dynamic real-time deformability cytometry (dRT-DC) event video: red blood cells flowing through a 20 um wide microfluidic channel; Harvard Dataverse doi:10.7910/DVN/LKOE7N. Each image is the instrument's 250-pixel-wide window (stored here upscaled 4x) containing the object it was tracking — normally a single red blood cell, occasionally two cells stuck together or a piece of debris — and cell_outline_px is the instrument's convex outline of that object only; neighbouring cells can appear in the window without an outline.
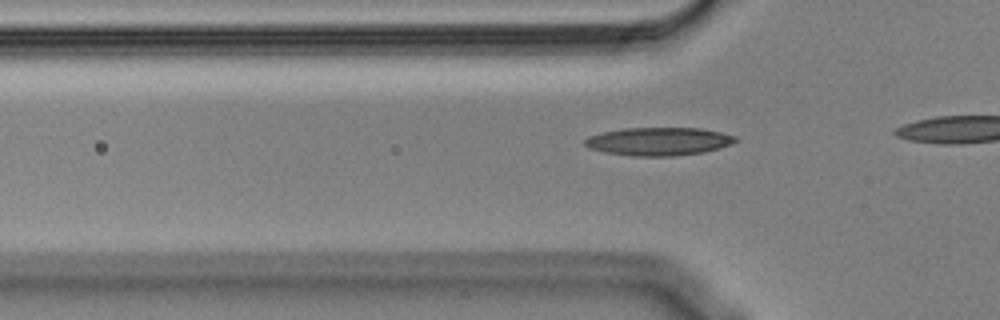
{"species": "Egyptian fruit bat (a non-hibernating species)", "species_latin": "Rousettus aegyptiacus", "temperature_condition": "cold", "stored_images_in_passage": 17, "camera_frame_rate_fps": 3000, "um_per_image_px": 0.085, "animal": {"sex": "male"}, "frame": {"image": 1, "passage_image": 8, "time_ms": 2.333, "image_size_px": [1000, 320], "cell_outline_px": [[740, 140], [732, 144], [720, 148], [704, 152], [672, 156], [632, 156], [604, 152], [588, 148], [584, 144], [584, 140], [588, 136], [604, 132], [624, 128], [700, 128], [720, 132], [736, 136]], "centroid_in_image_um": [56.0, 12.02], "position_along_channel_um": 69.8, "area_um2": 24.8}}
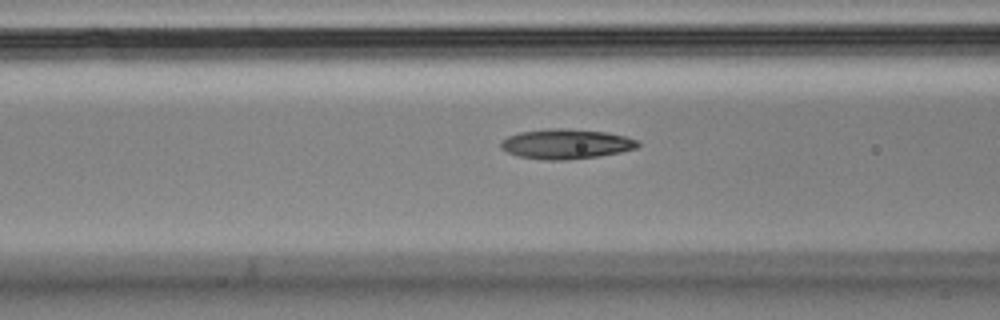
{"frame": {"image": 2, "passage_image": 12, "time_ms": 3.667, "image_size_px": [1000, 320], "cell_outline_px": [[640, 144], [636, 148], [620, 152], [600, 156], [568, 160], [544, 160], [520, 156], [508, 152], [500, 148], [500, 140], [508, 136], [520, 132], [548, 128], [564, 128], [608, 132], [640, 140]], "centroid_in_image_um": [48.12, 12.23], "position_along_channel_um": 118.5, "area_um2": 24.04}}
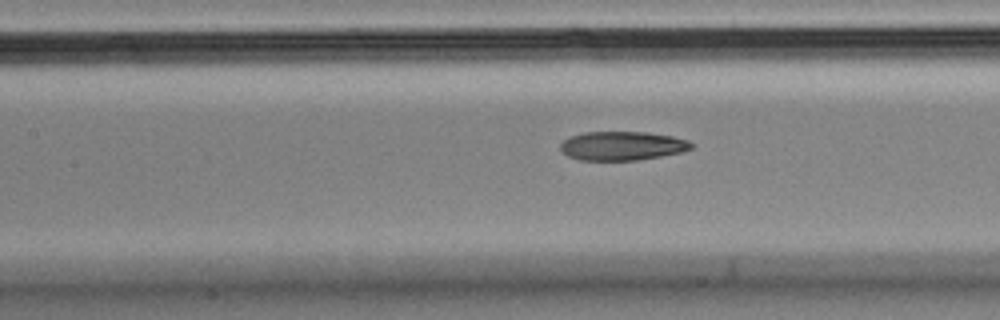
{"frame": {"image": 3, "passage_image": 15, "time_ms": 4.667, "image_size_px": [1000, 320], "cell_outline_px": [[692, 148], [680, 152], [660, 156], [636, 160], [580, 160], [568, 156], [560, 152], [560, 144], [564, 140], [572, 136], [584, 132], [648, 132], [672, 136], [688, 140], [692, 144]], "centroid_in_image_um": [52.85, 12.39], "position_along_channel_um": 154.5, "area_um2": 21.96}}